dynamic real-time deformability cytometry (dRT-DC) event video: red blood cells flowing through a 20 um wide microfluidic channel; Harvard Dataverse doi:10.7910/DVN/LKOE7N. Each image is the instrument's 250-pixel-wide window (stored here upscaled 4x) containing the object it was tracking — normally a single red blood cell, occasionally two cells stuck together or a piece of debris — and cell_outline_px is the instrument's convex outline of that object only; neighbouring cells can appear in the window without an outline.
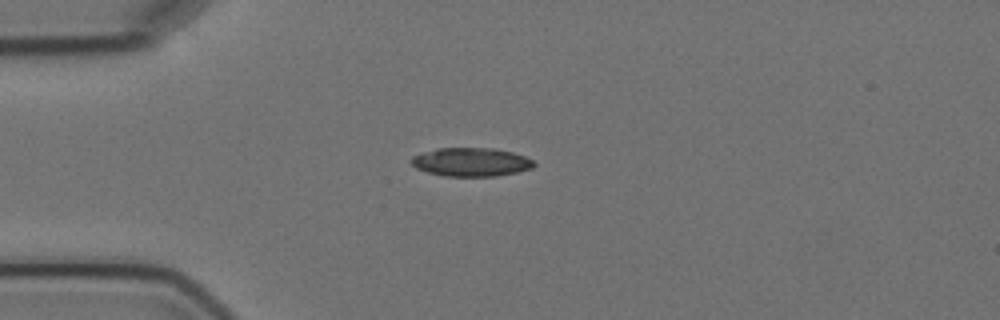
{"species": "Egyptian fruit bat (a non-hibernating species)", "species_latin": "Rousettus aegyptiacus", "temperature_condition": "cold", "stored_images_in_passage": 12, "camera_frame_rate_fps": 3000, "um_per_image_px": 0.085, "animal": {"sex": "female"}, "frame": {"image": 1, "passage_image": 1, "time_ms": 0.0, "image_size_px": [1000, 320], "cell_outline_px": [[536, 164], [532, 168], [516, 172], [496, 176], [444, 176], [428, 172], [416, 168], [408, 160], [412, 156], [420, 152], [436, 148], [492, 148], [512, 152], [524, 156], [532, 160]], "centroid_in_image_um": [39.99, 13.77], "position_along_channel_um": 45.0, "area_um2": 20.52}}
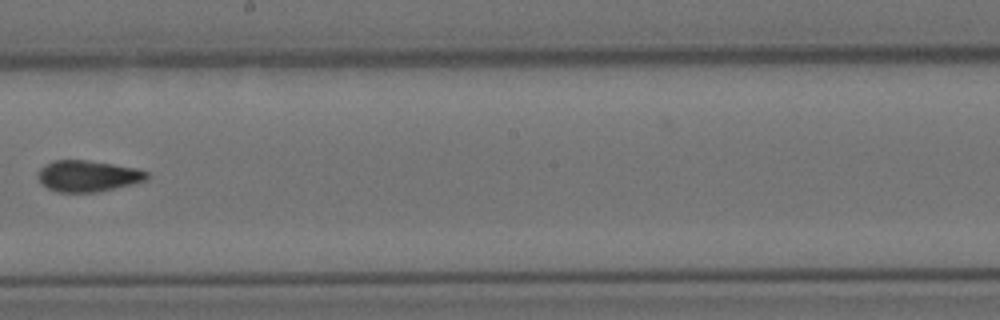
{"frame": {"image": 2, "passage_image": 6, "time_ms": 6.0, "image_size_px": [1000, 320], "cell_outline_px": [[148, 180], [132, 184], [96, 192], [56, 192], [48, 188], [36, 176], [40, 168], [52, 160], [88, 160], [136, 168], [148, 172]], "centroid_in_image_um": [7.46, 14.95], "position_along_channel_um": 240.7, "area_um2": 19.77}}
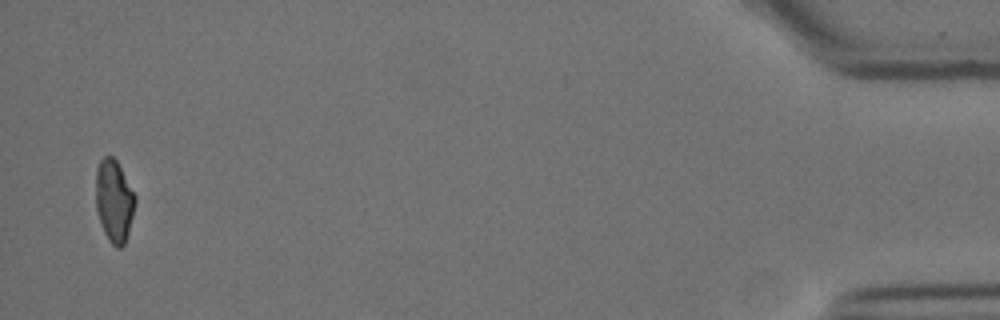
{"frame": {"image": 3, "passage_image": 12, "time_ms": 13.667, "image_size_px": [1000, 320], "cell_outline_px": [[136, 204], [128, 232], [124, 244], [120, 248], [116, 248], [108, 240], [104, 232], [96, 208], [96, 168], [100, 160], [104, 156], [112, 156], [116, 160], [136, 196]], "centroid_in_image_um": [9.7, 17.07], "position_along_channel_um": 425.5, "area_um2": 18.79}, "authors_computed_cell_mechanics": {"area_um2": 19.8832, "velocity_mm_per_s": 3.563, "shape_relaxation_time_tau1_ms": 8.8177, "shape_relaxation_time_tau2_ms": 4.0212, "deformation_change_tau1": 0.1836, "deformation_change_tau2": 0.1062}}